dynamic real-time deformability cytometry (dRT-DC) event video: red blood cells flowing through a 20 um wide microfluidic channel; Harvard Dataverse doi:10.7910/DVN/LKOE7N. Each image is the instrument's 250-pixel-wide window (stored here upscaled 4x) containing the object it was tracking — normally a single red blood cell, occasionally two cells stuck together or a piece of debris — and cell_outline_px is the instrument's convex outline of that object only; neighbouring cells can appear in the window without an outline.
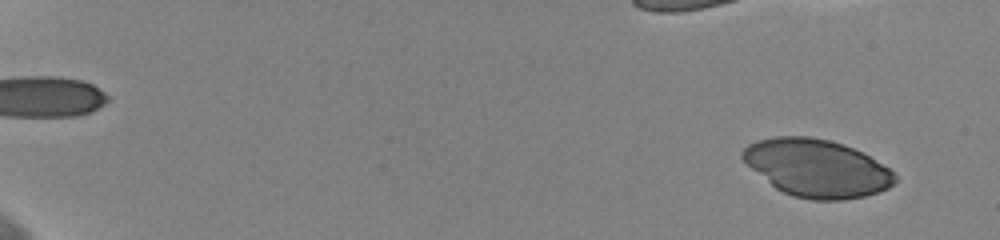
{"species": "human", "species_latin": "Homo sapiens", "temperature_condition": "cold", "stored_images_in_passage": 58, "camera_frame_rate_fps": 3000, "um_per_image_px": 0.085, "donor": {"sex": "female"}, "frame": {"image": 1, "passage_image": 4, "time_ms": 1.0, "image_size_px": [1000, 240], "cell_outline_px": [[896, 180], [888, 188], [864, 196], [844, 200], [812, 200], [792, 196], [776, 188], [752, 168], [740, 156], [740, 152], [748, 144], [756, 140], [776, 136], [808, 136], [828, 140], [844, 144], [868, 156], [888, 168], [896, 176]], "centroid_in_image_um": [69.4, 14.28], "position_along_channel_um": 15.6, "area_um2": 50.63}}